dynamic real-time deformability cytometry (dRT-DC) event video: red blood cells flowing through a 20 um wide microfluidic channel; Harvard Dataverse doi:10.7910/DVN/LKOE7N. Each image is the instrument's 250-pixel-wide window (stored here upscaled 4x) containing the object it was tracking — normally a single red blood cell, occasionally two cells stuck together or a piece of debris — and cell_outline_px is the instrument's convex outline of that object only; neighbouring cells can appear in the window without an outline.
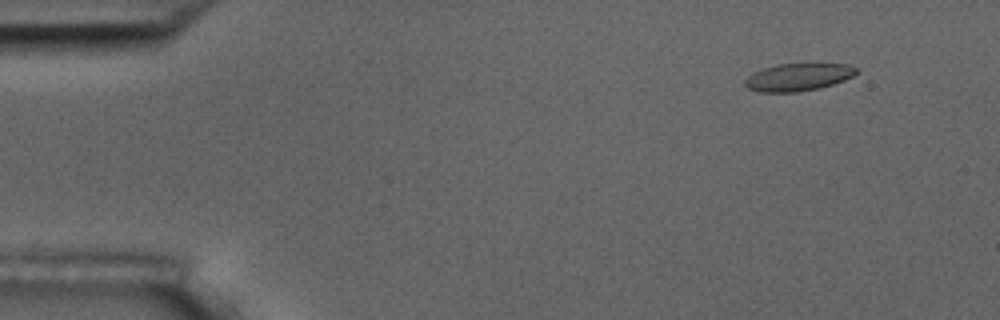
{"species": "common noctule bat (a hibernating species)", "species_latin": "Nyctalus noctula", "temperature_condition": "room temperature", "stored_images_in_passage": 4, "camera_frame_rate_fps": 3000, "um_per_image_px": 0.085, "animal": {"sex": "male", "body_mass_g": 17.5, "forearm_length_mm": 52.3}, "frame": {"image": 1, "passage_image": 1, "time_ms": 0.0, "image_size_px": [1000, 320], "cell_outline_px": [[860, 68], [852, 76], [844, 80], [820, 88], [796, 92], [760, 92], [748, 88], [744, 84], [744, 80], [752, 72], [776, 64], [848, 64]], "centroid_in_image_um": [67.83, 6.55], "position_along_channel_um": 17.2, "area_um2": 17.86}}
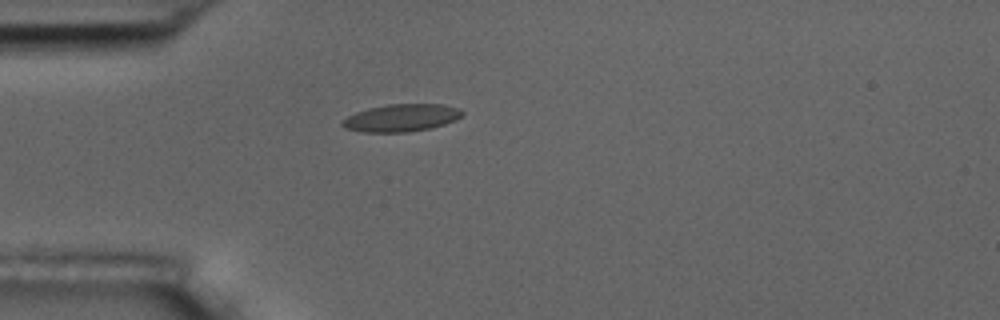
{"frame": {"image": 2, "passage_image": 4, "time_ms": 3.333, "image_size_px": [1000, 320], "cell_outline_px": [[464, 112], [456, 120], [432, 128], [408, 132], [364, 132], [344, 128], [340, 124], [348, 116], [356, 112], [368, 108], [388, 104], [440, 104], [460, 108]], "centroid_in_image_um": [34.12, 10.02], "position_along_channel_um": 50.9, "area_um2": 19.19}}